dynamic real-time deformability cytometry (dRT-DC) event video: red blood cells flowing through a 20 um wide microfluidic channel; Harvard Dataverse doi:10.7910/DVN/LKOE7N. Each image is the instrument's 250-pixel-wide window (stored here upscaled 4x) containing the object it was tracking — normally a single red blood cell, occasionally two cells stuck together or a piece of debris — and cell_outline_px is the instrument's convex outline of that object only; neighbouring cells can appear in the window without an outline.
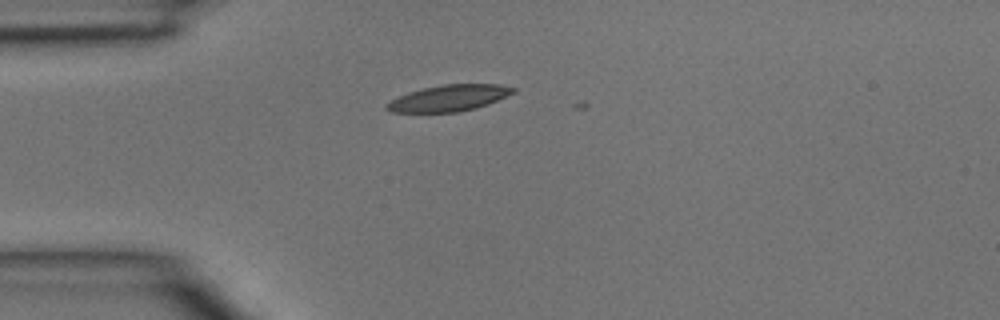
{"species": "common noctule bat (a hibernating species)", "species_latin": "Nyctalus noctula", "temperature_condition": "room temperature", "stored_images_in_passage": 2, "camera_frame_rate_fps": 3000, "um_per_image_px": 0.085, "animal": {"sex": "male", "body_mass_g": 15.6}, "frame": {"image": 1, "passage_image": 1, "time_ms": 0.0, "image_size_px": [1000, 320], "cell_outline_px": [[516, 92], [488, 104], [476, 108], [456, 112], [392, 112], [384, 108], [384, 104], [408, 92], [424, 88], [444, 84], [500, 84], [516, 88]], "centroid_in_image_um": [38.17, 8.33], "position_along_channel_um": 46.8, "area_um2": 19.31}}
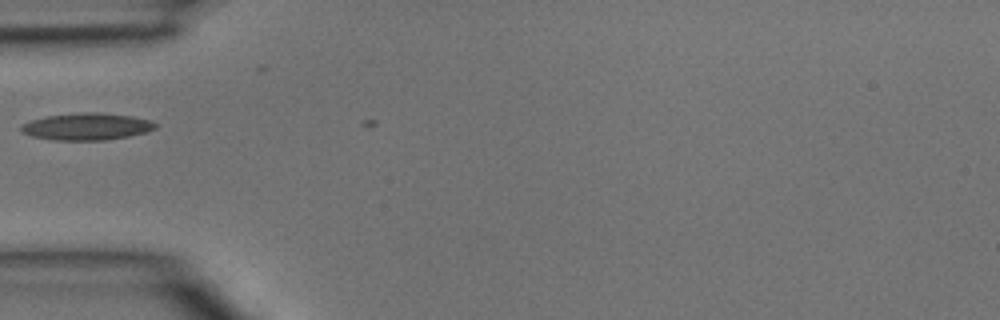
{"frame": {"image": 2, "passage_image": 2, "time_ms": 0.333, "image_size_px": [1000, 320], "cell_outline_px": [[156, 128], [148, 132], [128, 136], [104, 140], [52, 140], [32, 136], [20, 132], [20, 124], [44, 116], [84, 112], [100, 112], [132, 116], [152, 120], [156, 124]], "centroid_in_image_um": [7.36, 10.75], "position_along_channel_um": 77.6, "area_um2": 21.33}}